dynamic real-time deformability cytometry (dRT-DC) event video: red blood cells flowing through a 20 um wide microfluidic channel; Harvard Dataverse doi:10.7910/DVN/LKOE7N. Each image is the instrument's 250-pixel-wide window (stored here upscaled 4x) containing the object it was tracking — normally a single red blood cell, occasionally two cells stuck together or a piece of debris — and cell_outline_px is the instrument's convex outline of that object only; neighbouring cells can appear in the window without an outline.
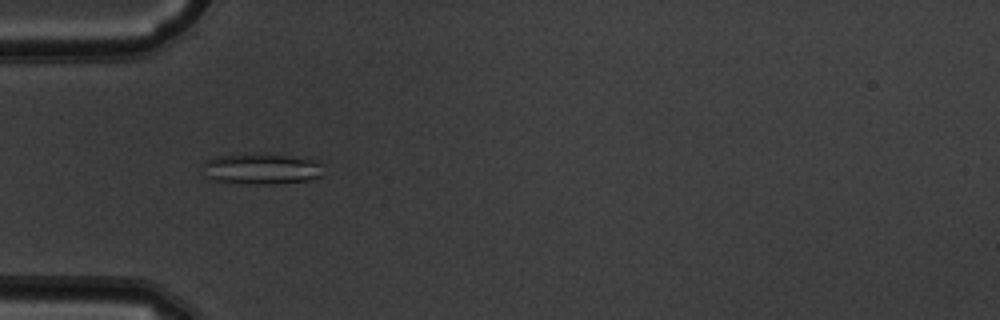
{"species": "common noctule bat (a hibernating species)", "species_latin": "Nyctalus noctula", "temperature_condition": "warm", "stored_images_in_passage": 52, "camera_frame_rate_fps": 3000, "um_per_image_px": 0.085, "animal": {"sex": "male", "body_mass_g": 19.5, "forearm_length_mm": 54.6}, "frame": {"image": 1, "passage_image": 17, "time_ms": 5.333, "image_size_px": [1000, 320], "cell_outline_px": [[324, 176], [308, 180], [268, 184], [248, 184], [216, 180], [208, 176], [204, 164], [208, 160], [216, 156], [252, 152], [264, 152], [312, 160], [324, 164]], "centroid_in_image_um": [22.31, 14.32], "position_along_channel_um": 62.7, "area_um2": 21.85}}
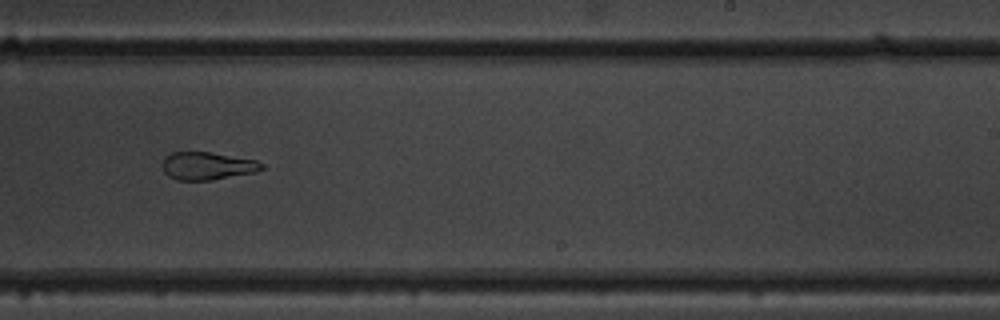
{"frame": {"image": 2, "passage_image": 33, "time_ms": 10.667, "image_size_px": [1000, 320], "cell_outline_px": [[264, 168], [256, 172], [212, 180], [176, 180], [168, 176], [164, 172], [164, 156], [172, 152], [208, 152], [256, 160], [264, 164]], "centroid_in_image_um": [17.63, 14.11], "position_along_channel_um": 271.4, "area_um2": 16.01}}
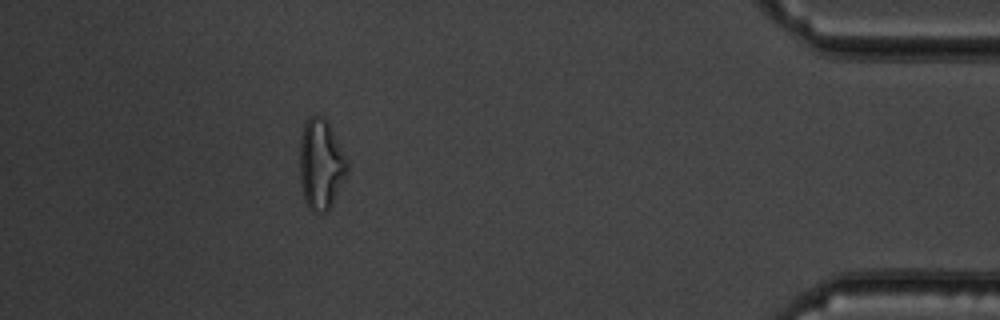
{"frame": {"image": 3, "passage_image": 47, "time_ms": 15.333, "image_size_px": [1000, 320], "cell_outline_px": [[348, 172], [332, 204], [324, 212], [312, 212], [308, 208], [304, 200], [300, 180], [300, 140], [304, 124], [312, 116], [324, 116], [348, 160]], "centroid_in_image_um": [27.27, 13.99], "position_along_channel_um": 407.9, "area_um2": 24.85}, "authors_computed_cell_mechanics": {"area_um2": 21.4149, "velocity_mm_per_s": 3.9679, "shape_relaxation_time_tau1_ms": null, "shape_relaxation_time_tau2_ms": 2.6386, "deformation_change_tau1": null, "deformation_change_tau2": 0.089}}